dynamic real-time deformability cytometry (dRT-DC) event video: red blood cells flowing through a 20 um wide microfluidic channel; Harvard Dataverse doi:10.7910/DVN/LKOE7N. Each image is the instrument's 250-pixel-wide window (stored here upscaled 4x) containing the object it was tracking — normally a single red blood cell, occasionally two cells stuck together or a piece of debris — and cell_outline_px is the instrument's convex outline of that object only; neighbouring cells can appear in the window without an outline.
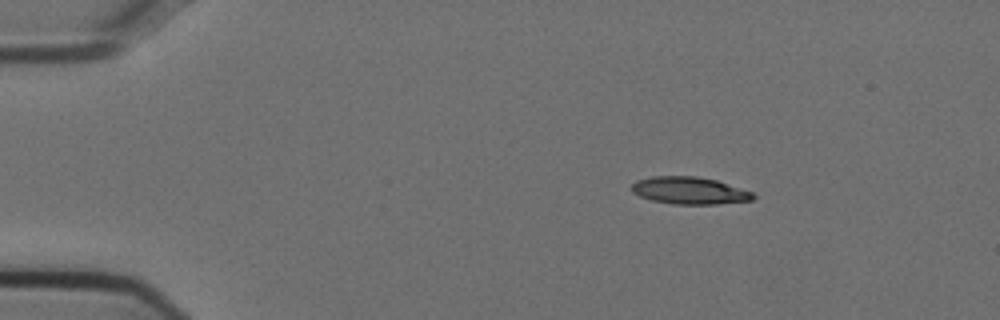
{"species": "Egyptian fruit bat (a non-hibernating species)", "species_latin": "Rousettus aegyptiacus", "temperature_condition": "cold", "stored_images_in_passage": 11, "camera_frame_rate_fps": 3000, "um_per_image_px": 0.085, "animal": {"sex": "female"}, "frame": {"image": 1, "passage_image": 1, "time_ms": 0.0, "image_size_px": [1000, 320], "cell_outline_px": [[756, 196], [752, 200], [716, 204], [672, 204], [652, 200], [640, 196], [632, 192], [632, 184], [636, 180], [652, 176], [696, 176], [716, 180], [752, 192]], "centroid_in_image_um": [58.58, 16.19], "position_along_channel_um": 26.4, "area_um2": 19.19}}
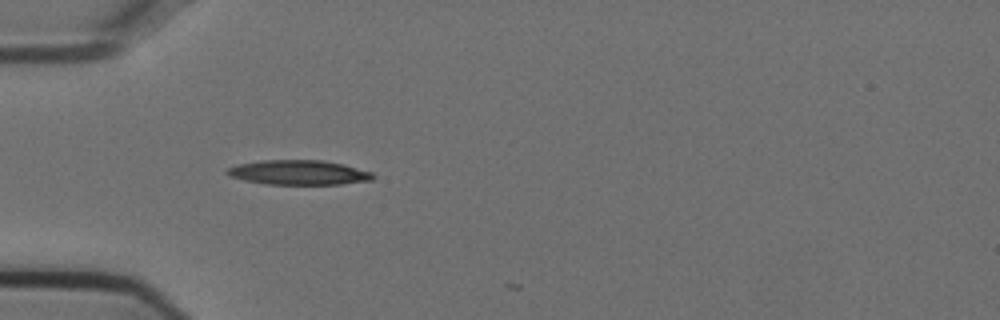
{"frame": {"image": 2, "passage_image": 9, "time_ms": 2.667, "image_size_px": [1000, 320], "cell_outline_px": [[376, 176], [372, 180], [340, 184], [264, 184], [244, 180], [228, 176], [224, 172], [228, 168], [236, 164], [264, 160], [324, 160], [344, 164], [372, 172]], "centroid_in_image_um": [25.37, 14.66], "position_along_channel_um": 59.6, "area_um2": 21.1}}